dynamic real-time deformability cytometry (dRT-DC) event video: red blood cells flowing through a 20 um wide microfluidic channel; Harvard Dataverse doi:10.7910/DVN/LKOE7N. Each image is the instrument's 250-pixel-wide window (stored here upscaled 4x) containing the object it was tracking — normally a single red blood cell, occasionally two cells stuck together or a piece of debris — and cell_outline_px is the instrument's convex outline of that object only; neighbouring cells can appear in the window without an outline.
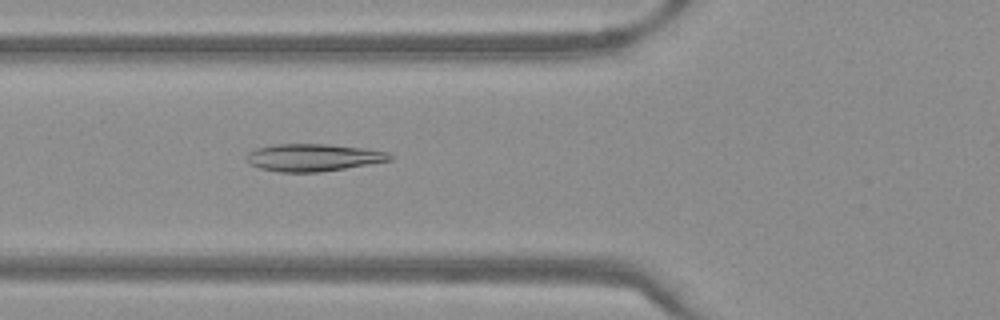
{"species": "Egyptian fruit bat (a non-hibernating species)", "species_latin": "Rousettus aegyptiacus", "temperature_condition": "warm", "stored_images_in_passage": 50, "camera_frame_rate_fps": 3000, "um_per_image_px": 0.085, "frame": {"image": 1, "passage_image": 19, "time_ms": 6.0, "image_size_px": [1000, 320], "cell_outline_px": [[392, 160], [320, 172], [280, 172], [260, 168], [252, 164], [244, 156], [248, 152], [256, 148], [272, 144], [328, 144], [364, 148], [388, 152], [392, 156]], "centroid_in_image_um": [26.6, 13.38], "position_along_channel_um": 99.2, "area_um2": 22.77}}
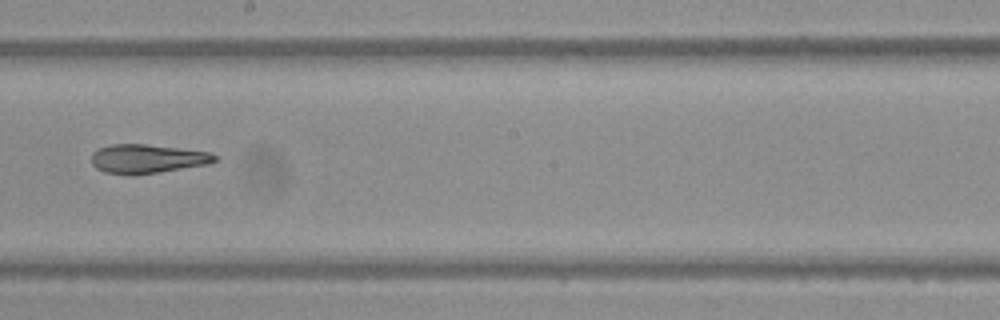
{"frame": {"image": 2, "passage_image": 29, "time_ms": 9.333, "image_size_px": [1000, 320], "cell_outline_px": [[216, 160], [208, 164], [160, 172], [132, 176], [104, 172], [96, 168], [92, 164], [92, 152], [100, 148], [112, 144], [144, 144], [212, 152], [216, 156]], "centroid_in_image_um": [12.5, 13.51], "position_along_channel_um": 235.7, "area_um2": 20.87}}
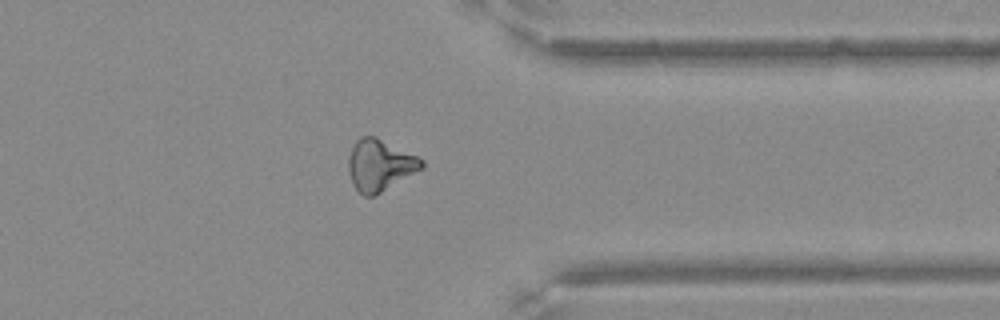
{"frame": {"image": 3, "passage_image": 40, "time_ms": 13.0, "image_size_px": [1000, 320], "cell_outline_px": [[424, 168], [376, 196], [364, 196], [352, 184], [348, 172], [348, 156], [356, 140], [360, 136], [376, 136], [424, 160]], "centroid_in_image_um": [32.28, 14.05], "position_along_channel_um": 379.1, "area_um2": 22.14}}